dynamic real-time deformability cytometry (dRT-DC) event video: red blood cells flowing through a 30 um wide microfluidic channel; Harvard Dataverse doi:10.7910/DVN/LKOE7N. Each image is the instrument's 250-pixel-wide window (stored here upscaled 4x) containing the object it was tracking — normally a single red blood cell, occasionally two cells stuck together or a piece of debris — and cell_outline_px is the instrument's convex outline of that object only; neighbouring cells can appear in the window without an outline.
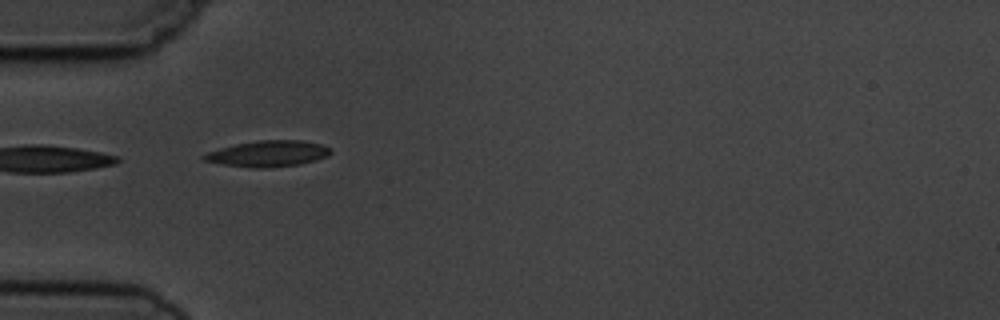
{"species": "common noctule bat (a hibernating species)", "species_latin": "Nyctalus noctula", "temperature_condition": "cold", "stored_images_in_passage": 2, "camera_frame_rate_fps": 3000, "um_per_image_px": 0.085, "animal": {"sex": "male", "body_mass_g": 19.5, "forearm_length_mm": 54.6}, "frame": {"image": 1, "passage_image": 2, "time_ms": 1.0, "image_size_px": [1000, 320], "cell_outline_px": [[332, 152], [328, 156], [316, 160], [300, 164], [264, 168], [256, 168], [224, 164], [204, 160], [200, 156], [208, 152], [220, 148], [236, 144], [256, 140], [304, 140], [320, 144], [332, 148]], "centroid_in_image_um": [22.83, 13.05], "position_along_channel_um": 62.2, "area_um2": 19.19}}